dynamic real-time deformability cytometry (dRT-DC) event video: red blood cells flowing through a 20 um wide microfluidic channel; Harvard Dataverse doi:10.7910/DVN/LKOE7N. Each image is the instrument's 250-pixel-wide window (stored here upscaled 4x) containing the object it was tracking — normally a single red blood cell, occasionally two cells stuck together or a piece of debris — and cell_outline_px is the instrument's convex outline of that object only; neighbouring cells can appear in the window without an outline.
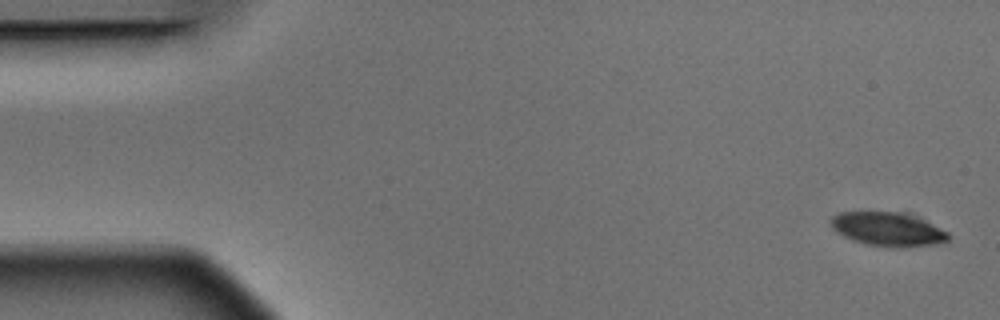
{"species": "Egyptian fruit bat (a non-hibernating species)", "species_latin": "Rousettus aegyptiacus", "temperature_condition": "warm", "stored_images_in_passage": 5, "segment_of_instrument_passage": [1, 2], "camera_frame_rate_fps": 3000, "um_per_image_px": 0.085, "animal": {"sex": "male"}, "frame": {"image": 1, "passage_image": 1, "time_ms": 0.0, "image_size_px": [1000, 320], "cell_outline_px": [[948, 240], [936, 244], [904, 248], [892, 248], [868, 244], [852, 240], [836, 232], [832, 228], [828, 220], [832, 216], [840, 212], [896, 212], [932, 224], [948, 232]], "centroid_in_image_um": [75.4, 19.51], "position_along_channel_um": 9.6, "area_um2": 22.89}}